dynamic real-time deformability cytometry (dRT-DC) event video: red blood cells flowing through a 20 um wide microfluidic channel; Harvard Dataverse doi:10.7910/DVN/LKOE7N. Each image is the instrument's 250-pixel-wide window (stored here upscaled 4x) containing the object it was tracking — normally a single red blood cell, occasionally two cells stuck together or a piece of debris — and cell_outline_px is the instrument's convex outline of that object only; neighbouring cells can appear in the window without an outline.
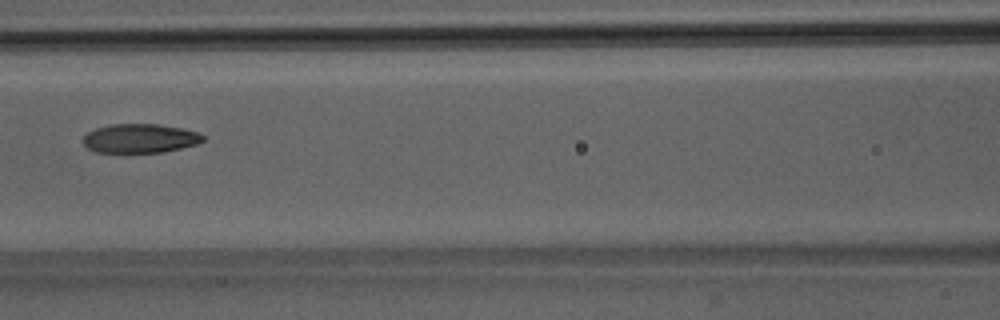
{"species": "Egyptian fruit bat (a non-hibernating species)", "species_latin": "Rousettus aegyptiacus", "temperature_condition": "room temperature", "stored_images_in_passage": 4, "camera_frame_rate_fps": 3000, "um_per_image_px": 0.085, "animal": {"sex": "male"}, "frame": {"image": 1, "passage_image": 3, "time_ms": 2.333, "image_size_px": [1000, 320], "cell_outline_px": [[204, 140], [196, 144], [180, 148], [160, 152], [128, 156], [124, 156], [96, 152], [88, 148], [84, 144], [84, 136], [88, 132], [96, 128], [112, 124], [156, 124], [184, 128], [200, 132], [204, 136]], "centroid_in_image_um": [11.88, 11.81], "position_along_channel_um": 154.7, "area_um2": 21.15}}